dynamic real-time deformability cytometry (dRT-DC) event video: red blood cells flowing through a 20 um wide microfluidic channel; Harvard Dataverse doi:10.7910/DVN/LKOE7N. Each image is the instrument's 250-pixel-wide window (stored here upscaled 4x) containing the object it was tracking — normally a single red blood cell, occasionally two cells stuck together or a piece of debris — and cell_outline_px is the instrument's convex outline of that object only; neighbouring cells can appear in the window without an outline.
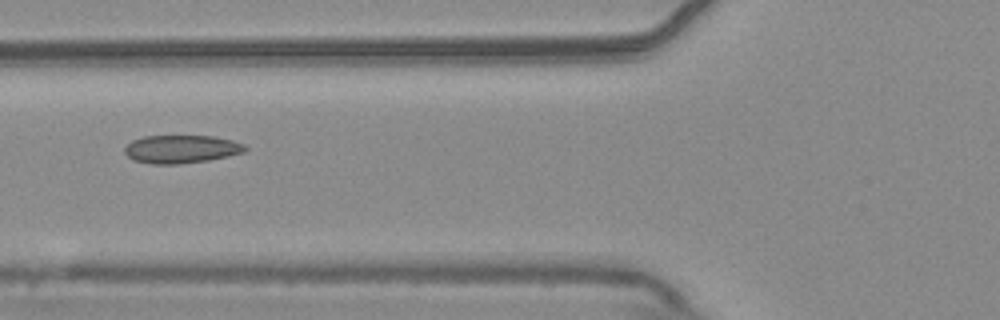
{"species": "common noctule bat (a hibernating species)", "species_latin": "Nyctalus noctula", "temperature_condition": "warm", "stored_images_in_passage": 54, "camera_frame_rate_fps": 3000, "um_per_image_px": 0.085, "animal": {"sex": "male", "body_mass_g": 20.4}, "frame": {"image": 1, "passage_image": 21, "time_ms": 6.667, "image_size_px": [1000, 320], "cell_outline_px": [[248, 148], [244, 152], [228, 156], [208, 160], [180, 164], [152, 164], [132, 160], [124, 152], [124, 148], [132, 140], [144, 136], [216, 136], [232, 140], [244, 144]], "centroid_in_image_um": [15.41, 12.67], "position_along_channel_um": 110.4, "area_um2": 19.83}}
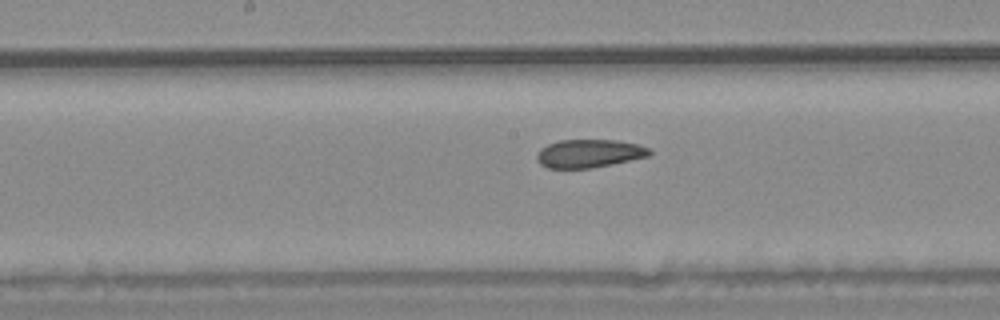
{"frame": {"image": 2, "passage_image": 28, "time_ms": 9.0, "image_size_px": [1000, 320], "cell_outline_px": [[652, 152], [648, 156], [612, 164], [592, 168], [548, 168], [540, 164], [536, 160], [536, 156], [540, 148], [548, 144], [560, 140], [616, 140], [636, 144], [648, 148]], "centroid_in_image_um": [50.03, 13.05], "position_along_channel_um": 198.2, "area_um2": 18.44}}
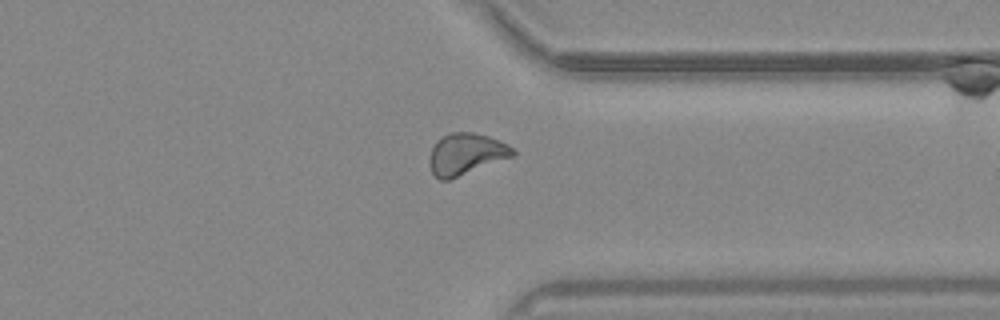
{"frame": {"image": 3, "passage_image": 42, "time_ms": 13.667, "image_size_px": [1000, 320], "cell_outline_px": [[516, 156], [448, 180], [440, 180], [432, 172], [428, 164], [428, 160], [432, 148], [436, 140], [448, 132], [472, 132], [488, 136], [500, 140], [508, 144], [516, 152]], "centroid_in_image_um": [39.62, 13.09], "position_along_channel_um": 371.8, "area_um2": 20.46}, "authors_computed_cell_mechanics": {"area_um2": 19.9699, "velocity_mm_per_s": 3.7531, "shape_relaxation_time_tau1_ms": null, "shape_relaxation_time_tau2_ms": 2.8293, "deformation_change_tau1": null, "deformation_change_tau2": 0.0714}}